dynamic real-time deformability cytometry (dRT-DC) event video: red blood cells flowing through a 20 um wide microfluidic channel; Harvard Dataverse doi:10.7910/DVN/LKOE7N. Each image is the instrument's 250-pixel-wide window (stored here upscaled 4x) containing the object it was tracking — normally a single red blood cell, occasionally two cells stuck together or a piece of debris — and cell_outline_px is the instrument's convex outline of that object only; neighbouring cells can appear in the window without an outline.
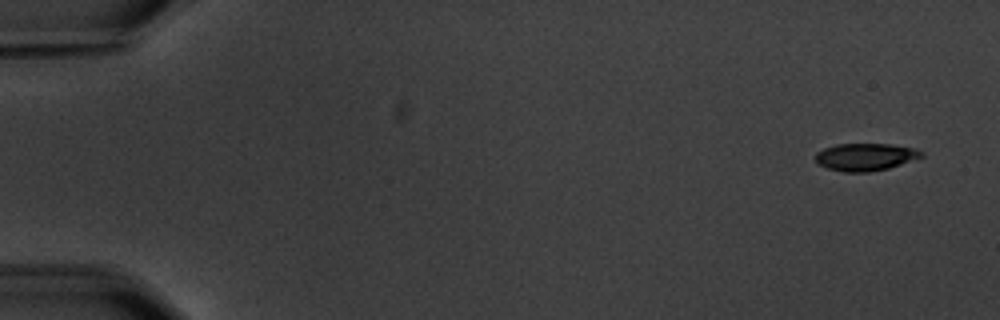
{"species": "common noctule bat (a hibernating species)", "species_latin": "Nyctalus noctula", "temperature_condition": "warm", "stored_images_in_passage": 4, "camera_frame_rate_fps": 3000, "um_per_image_px": 0.085, "animal": {"sex": "male", "body_mass_g": 20.1, "forearm_length_mm": 53.5}, "frame": {"image": 1, "passage_image": 1, "time_ms": 0.0, "image_size_px": [1000, 320], "cell_outline_px": [[924, 156], [888, 168], [868, 172], [844, 172], [828, 168], [816, 164], [816, 152], [824, 148], [836, 144], [888, 144], [916, 148], [924, 152]], "centroid_in_image_um": [73.55, 13.33], "position_along_channel_um": 11.5, "area_um2": 16.94}}
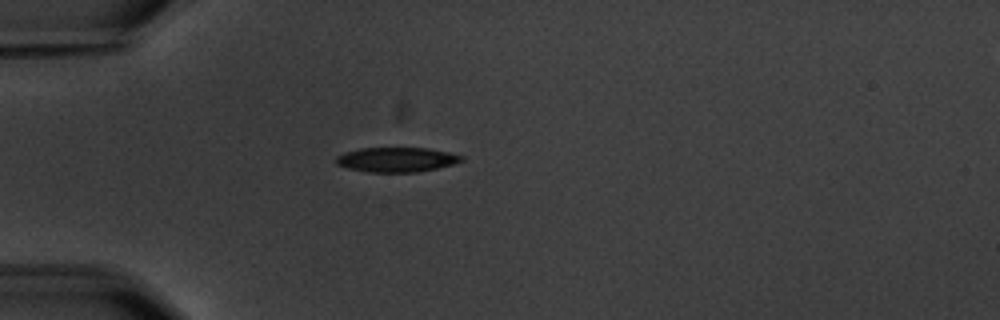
{"frame": {"image": 2, "passage_image": 4, "time_ms": 4.667, "image_size_px": [1000, 320], "cell_outline_px": [[464, 160], [452, 164], [436, 168], [416, 172], [368, 172], [348, 168], [336, 164], [336, 156], [344, 152], [360, 148], [428, 148], [448, 152], [464, 156]], "centroid_in_image_um": [33.69, 13.56], "position_along_channel_um": 51.3, "area_um2": 17.98}}